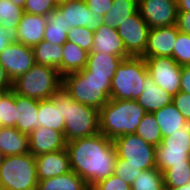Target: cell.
<instances>
[{"mask_svg": "<svg viewBox=\"0 0 190 190\" xmlns=\"http://www.w3.org/2000/svg\"><path fill=\"white\" fill-rule=\"evenodd\" d=\"M38 106L39 100L22 96L16 93V124L15 128L29 135L38 128Z\"/></svg>", "mask_w": 190, "mask_h": 190, "instance_id": "obj_20", "label": "cell"}, {"mask_svg": "<svg viewBox=\"0 0 190 190\" xmlns=\"http://www.w3.org/2000/svg\"><path fill=\"white\" fill-rule=\"evenodd\" d=\"M163 173L157 168L144 170L131 184V190H163Z\"/></svg>", "mask_w": 190, "mask_h": 190, "instance_id": "obj_32", "label": "cell"}, {"mask_svg": "<svg viewBox=\"0 0 190 190\" xmlns=\"http://www.w3.org/2000/svg\"><path fill=\"white\" fill-rule=\"evenodd\" d=\"M129 57H119L112 54L100 52L88 53V59L85 69L91 73V77L112 79L116 73L117 67L123 59Z\"/></svg>", "mask_w": 190, "mask_h": 190, "instance_id": "obj_22", "label": "cell"}, {"mask_svg": "<svg viewBox=\"0 0 190 190\" xmlns=\"http://www.w3.org/2000/svg\"><path fill=\"white\" fill-rule=\"evenodd\" d=\"M116 30L131 57H141L144 54L150 27L141 17L139 10L117 26Z\"/></svg>", "mask_w": 190, "mask_h": 190, "instance_id": "obj_10", "label": "cell"}, {"mask_svg": "<svg viewBox=\"0 0 190 190\" xmlns=\"http://www.w3.org/2000/svg\"><path fill=\"white\" fill-rule=\"evenodd\" d=\"M142 172L138 167L126 164V160L116 158L113 174L131 185L135 178Z\"/></svg>", "mask_w": 190, "mask_h": 190, "instance_id": "obj_40", "label": "cell"}, {"mask_svg": "<svg viewBox=\"0 0 190 190\" xmlns=\"http://www.w3.org/2000/svg\"><path fill=\"white\" fill-rule=\"evenodd\" d=\"M177 12H190V0H176Z\"/></svg>", "mask_w": 190, "mask_h": 190, "instance_id": "obj_48", "label": "cell"}, {"mask_svg": "<svg viewBox=\"0 0 190 190\" xmlns=\"http://www.w3.org/2000/svg\"><path fill=\"white\" fill-rule=\"evenodd\" d=\"M67 40L90 53L94 42V31L88 27H71L68 30Z\"/></svg>", "mask_w": 190, "mask_h": 190, "instance_id": "obj_37", "label": "cell"}, {"mask_svg": "<svg viewBox=\"0 0 190 190\" xmlns=\"http://www.w3.org/2000/svg\"><path fill=\"white\" fill-rule=\"evenodd\" d=\"M67 24V30L71 27H88L95 31L104 24L102 15H95L87 7L84 0H75L58 5Z\"/></svg>", "mask_w": 190, "mask_h": 190, "instance_id": "obj_13", "label": "cell"}, {"mask_svg": "<svg viewBox=\"0 0 190 190\" xmlns=\"http://www.w3.org/2000/svg\"><path fill=\"white\" fill-rule=\"evenodd\" d=\"M98 190H131V185L112 174L94 185Z\"/></svg>", "mask_w": 190, "mask_h": 190, "instance_id": "obj_41", "label": "cell"}, {"mask_svg": "<svg viewBox=\"0 0 190 190\" xmlns=\"http://www.w3.org/2000/svg\"><path fill=\"white\" fill-rule=\"evenodd\" d=\"M65 148L64 135L57 130L40 126L29 134V152L34 156L57 152Z\"/></svg>", "mask_w": 190, "mask_h": 190, "instance_id": "obj_16", "label": "cell"}, {"mask_svg": "<svg viewBox=\"0 0 190 190\" xmlns=\"http://www.w3.org/2000/svg\"><path fill=\"white\" fill-rule=\"evenodd\" d=\"M71 170L88 186L113 174L117 158L113 140L102 133L66 142Z\"/></svg>", "mask_w": 190, "mask_h": 190, "instance_id": "obj_1", "label": "cell"}, {"mask_svg": "<svg viewBox=\"0 0 190 190\" xmlns=\"http://www.w3.org/2000/svg\"><path fill=\"white\" fill-rule=\"evenodd\" d=\"M35 63L33 49L20 42L11 43L0 53V65L12 82L27 73Z\"/></svg>", "mask_w": 190, "mask_h": 190, "instance_id": "obj_12", "label": "cell"}, {"mask_svg": "<svg viewBox=\"0 0 190 190\" xmlns=\"http://www.w3.org/2000/svg\"><path fill=\"white\" fill-rule=\"evenodd\" d=\"M138 10L150 29L177 23L176 0H140Z\"/></svg>", "mask_w": 190, "mask_h": 190, "instance_id": "obj_11", "label": "cell"}, {"mask_svg": "<svg viewBox=\"0 0 190 190\" xmlns=\"http://www.w3.org/2000/svg\"><path fill=\"white\" fill-rule=\"evenodd\" d=\"M47 16L23 13L17 27V42L33 48L43 40Z\"/></svg>", "mask_w": 190, "mask_h": 190, "instance_id": "obj_17", "label": "cell"}, {"mask_svg": "<svg viewBox=\"0 0 190 190\" xmlns=\"http://www.w3.org/2000/svg\"><path fill=\"white\" fill-rule=\"evenodd\" d=\"M0 150L4 156L30 153L29 135L20 133L15 127H0Z\"/></svg>", "mask_w": 190, "mask_h": 190, "instance_id": "obj_23", "label": "cell"}, {"mask_svg": "<svg viewBox=\"0 0 190 190\" xmlns=\"http://www.w3.org/2000/svg\"><path fill=\"white\" fill-rule=\"evenodd\" d=\"M10 1L20 8H23L25 5V0H10Z\"/></svg>", "mask_w": 190, "mask_h": 190, "instance_id": "obj_50", "label": "cell"}, {"mask_svg": "<svg viewBox=\"0 0 190 190\" xmlns=\"http://www.w3.org/2000/svg\"><path fill=\"white\" fill-rule=\"evenodd\" d=\"M68 30L65 18L58 7L47 16L43 40L53 45H63L67 42Z\"/></svg>", "mask_w": 190, "mask_h": 190, "instance_id": "obj_26", "label": "cell"}, {"mask_svg": "<svg viewBox=\"0 0 190 190\" xmlns=\"http://www.w3.org/2000/svg\"><path fill=\"white\" fill-rule=\"evenodd\" d=\"M156 150H176L190 152V121L186 120L182 128L173 134L162 137Z\"/></svg>", "mask_w": 190, "mask_h": 190, "instance_id": "obj_30", "label": "cell"}, {"mask_svg": "<svg viewBox=\"0 0 190 190\" xmlns=\"http://www.w3.org/2000/svg\"><path fill=\"white\" fill-rule=\"evenodd\" d=\"M92 14L102 15L108 13L111 9L113 0H84Z\"/></svg>", "mask_w": 190, "mask_h": 190, "instance_id": "obj_43", "label": "cell"}, {"mask_svg": "<svg viewBox=\"0 0 190 190\" xmlns=\"http://www.w3.org/2000/svg\"><path fill=\"white\" fill-rule=\"evenodd\" d=\"M71 1H75V0H57L58 5L67 3V2H71Z\"/></svg>", "mask_w": 190, "mask_h": 190, "instance_id": "obj_51", "label": "cell"}, {"mask_svg": "<svg viewBox=\"0 0 190 190\" xmlns=\"http://www.w3.org/2000/svg\"><path fill=\"white\" fill-rule=\"evenodd\" d=\"M172 58L180 65H190V35L179 31Z\"/></svg>", "mask_w": 190, "mask_h": 190, "instance_id": "obj_38", "label": "cell"}, {"mask_svg": "<svg viewBox=\"0 0 190 190\" xmlns=\"http://www.w3.org/2000/svg\"><path fill=\"white\" fill-rule=\"evenodd\" d=\"M13 87V82L10 77L7 75L5 69L0 65V91H8Z\"/></svg>", "mask_w": 190, "mask_h": 190, "instance_id": "obj_47", "label": "cell"}, {"mask_svg": "<svg viewBox=\"0 0 190 190\" xmlns=\"http://www.w3.org/2000/svg\"><path fill=\"white\" fill-rule=\"evenodd\" d=\"M148 75L171 96L180 91L181 69L172 57H143Z\"/></svg>", "mask_w": 190, "mask_h": 190, "instance_id": "obj_9", "label": "cell"}, {"mask_svg": "<svg viewBox=\"0 0 190 190\" xmlns=\"http://www.w3.org/2000/svg\"><path fill=\"white\" fill-rule=\"evenodd\" d=\"M164 187H181L190 181V164H173L163 172Z\"/></svg>", "mask_w": 190, "mask_h": 190, "instance_id": "obj_34", "label": "cell"}, {"mask_svg": "<svg viewBox=\"0 0 190 190\" xmlns=\"http://www.w3.org/2000/svg\"><path fill=\"white\" fill-rule=\"evenodd\" d=\"M117 158L141 171L156 168V147L144 141L137 134H125L113 140Z\"/></svg>", "mask_w": 190, "mask_h": 190, "instance_id": "obj_8", "label": "cell"}, {"mask_svg": "<svg viewBox=\"0 0 190 190\" xmlns=\"http://www.w3.org/2000/svg\"><path fill=\"white\" fill-rule=\"evenodd\" d=\"M58 7L57 0H25V13L48 16Z\"/></svg>", "mask_w": 190, "mask_h": 190, "instance_id": "obj_39", "label": "cell"}, {"mask_svg": "<svg viewBox=\"0 0 190 190\" xmlns=\"http://www.w3.org/2000/svg\"><path fill=\"white\" fill-rule=\"evenodd\" d=\"M189 153L176 150H156V168L163 173L173 164H190Z\"/></svg>", "mask_w": 190, "mask_h": 190, "instance_id": "obj_35", "label": "cell"}, {"mask_svg": "<svg viewBox=\"0 0 190 190\" xmlns=\"http://www.w3.org/2000/svg\"><path fill=\"white\" fill-rule=\"evenodd\" d=\"M180 91L190 94V65L182 66Z\"/></svg>", "mask_w": 190, "mask_h": 190, "instance_id": "obj_46", "label": "cell"}, {"mask_svg": "<svg viewBox=\"0 0 190 190\" xmlns=\"http://www.w3.org/2000/svg\"><path fill=\"white\" fill-rule=\"evenodd\" d=\"M178 33L176 24L150 29L147 45L141 57H172Z\"/></svg>", "mask_w": 190, "mask_h": 190, "instance_id": "obj_14", "label": "cell"}, {"mask_svg": "<svg viewBox=\"0 0 190 190\" xmlns=\"http://www.w3.org/2000/svg\"><path fill=\"white\" fill-rule=\"evenodd\" d=\"M14 42H17V28H4L0 26V53Z\"/></svg>", "mask_w": 190, "mask_h": 190, "instance_id": "obj_44", "label": "cell"}, {"mask_svg": "<svg viewBox=\"0 0 190 190\" xmlns=\"http://www.w3.org/2000/svg\"><path fill=\"white\" fill-rule=\"evenodd\" d=\"M153 115L161 129L162 137L169 136L178 131L186 121L173 103L153 112Z\"/></svg>", "mask_w": 190, "mask_h": 190, "instance_id": "obj_25", "label": "cell"}, {"mask_svg": "<svg viewBox=\"0 0 190 190\" xmlns=\"http://www.w3.org/2000/svg\"><path fill=\"white\" fill-rule=\"evenodd\" d=\"M111 80L91 77L85 68L62 77V89L73 100L100 110L110 100Z\"/></svg>", "mask_w": 190, "mask_h": 190, "instance_id": "obj_3", "label": "cell"}, {"mask_svg": "<svg viewBox=\"0 0 190 190\" xmlns=\"http://www.w3.org/2000/svg\"><path fill=\"white\" fill-rule=\"evenodd\" d=\"M4 157L5 156H4L3 152L0 150V166L2 165Z\"/></svg>", "mask_w": 190, "mask_h": 190, "instance_id": "obj_52", "label": "cell"}, {"mask_svg": "<svg viewBox=\"0 0 190 190\" xmlns=\"http://www.w3.org/2000/svg\"><path fill=\"white\" fill-rule=\"evenodd\" d=\"M148 75L143 57L123 59L111 80L110 99L137 100Z\"/></svg>", "mask_w": 190, "mask_h": 190, "instance_id": "obj_6", "label": "cell"}, {"mask_svg": "<svg viewBox=\"0 0 190 190\" xmlns=\"http://www.w3.org/2000/svg\"><path fill=\"white\" fill-rule=\"evenodd\" d=\"M138 10V2L135 0H113L111 9L105 14L104 24L117 28L122 22Z\"/></svg>", "mask_w": 190, "mask_h": 190, "instance_id": "obj_29", "label": "cell"}, {"mask_svg": "<svg viewBox=\"0 0 190 190\" xmlns=\"http://www.w3.org/2000/svg\"><path fill=\"white\" fill-rule=\"evenodd\" d=\"M163 190H190V181L181 187H164Z\"/></svg>", "mask_w": 190, "mask_h": 190, "instance_id": "obj_49", "label": "cell"}, {"mask_svg": "<svg viewBox=\"0 0 190 190\" xmlns=\"http://www.w3.org/2000/svg\"><path fill=\"white\" fill-rule=\"evenodd\" d=\"M36 64L54 67L59 72V66L62 64V45H53L48 41H40L33 48Z\"/></svg>", "mask_w": 190, "mask_h": 190, "instance_id": "obj_28", "label": "cell"}, {"mask_svg": "<svg viewBox=\"0 0 190 190\" xmlns=\"http://www.w3.org/2000/svg\"><path fill=\"white\" fill-rule=\"evenodd\" d=\"M135 134L155 147L162 142L161 129L158 126L153 113H146L143 116Z\"/></svg>", "mask_w": 190, "mask_h": 190, "instance_id": "obj_31", "label": "cell"}, {"mask_svg": "<svg viewBox=\"0 0 190 190\" xmlns=\"http://www.w3.org/2000/svg\"><path fill=\"white\" fill-rule=\"evenodd\" d=\"M38 127L57 130L64 135L65 118L61 112V89L49 99L39 101Z\"/></svg>", "mask_w": 190, "mask_h": 190, "instance_id": "obj_18", "label": "cell"}, {"mask_svg": "<svg viewBox=\"0 0 190 190\" xmlns=\"http://www.w3.org/2000/svg\"><path fill=\"white\" fill-rule=\"evenodd\" d=\"M172 103L184 118L190 121V94L179 91L175 96H173Z\"/></svg>", "mask_w": 190, "mask_h": 190, "instance_id": "obj_42", "label": "cell"}, {"mask_svg": "<svg viewBox=\"0 0 190 190\" xmlns=\"http://www.w3.org/2000/svg\"><path fill=\"white\" fill-rule=\"evenodd\" d=\"M86 190H98L95 186H87Z\"/></svg>", "mask_w": 190, "mask_h": 190, "instance_id": "obj_53", "label": "cell"}, {"mask_svg": "<svg viewBox=\"0 0 190 190\" xmlns=\"http://www.w3.org/2000/svg\"><path fill=\"white\" fill-rule=\"evenodd\" d=\"M16 93L11 89L0 94V127H15Z\"/></svg>", "mask_w": 190, "mask_h": 190, "instance_id": "obj_33", "label": "cell"}, {"mask_svg": "<svg viewBox=\"0 0 190 190\" xmlns=\"http://www.w3.org/2000/svg\"><path fill=\"white\" fill-rule=\"evenodd\" d=\"M24 10L10 0H0V26L4 28H17Z\"/></svg>", "mask_w": 190, "mask_h": 190, "instance_id": "obj_36", "label": "cell"}, {"mask_svg": "<svg viewBox=\"0 0 190 190\" xmlns=\"http://www.w3.org/2000/svg\"><path fill=\"white\" fill-rule=\"evenodd\" d=\"M91 52L112 54L119 57H131L125 50L122 38L117 30L102 24L94 31V42Z\"/></svg>", "mask_w": 190, "mask_h": 190, "instance_id": "obj_19", "label": "cell"}, {"mask_svg": "<svg viewBox=\"0 0 190 190\" xmlns=\"http://www.w3.org/2000/svg\"><path fill=\"white\" fill-rule=\"evenodd\" d=\"M146 113L136 100L110 99L99 110L100 133L111 140L133 134Z\"/></svg>", "mask_w": 190, "mask_h": 190, "instance_id": "obj_2", "label": "cell"}, {"mask_svg": "<svg viewBox=\"0 0 190 190\" xmlns=\"http://www.w3.org/2000/svg\"><path fill=\"white\" fill-rule=\"evenodd\" d=\"M62 64L59 66V74L64 75L81 71L86 67L88 52L80 48L78 45L67 41L62 45Z\"/></svg>", "mask_w": 190, "mask_h": 190, "instance_id": "obj_24", "label": "cell"}, {"mask_svg": "<svg viewBox=\"0 0 190 190\" xmlns=\"http://www.w3.org/2000/svg\"><path fill=\"white\" fill-rule=\"evenodd\" d=\"M86 182L74 171L67 174L40 180L37 190H86Z\"/></svg>", "mask_w": 190, "mask_h": 190, "instance_id": "obj_27", "label": "cell"}, {"mask_svg": "<svg viewBox=\"0 0 190 190\" xmlns=\"http://www.w3.org/2000/svg\"><path fill=\"white\" fill-rule=\"evenodd\" d=\"M38 180H45L69 173L71 170L67 148L35 156Z\"/></svg>", "mask_w": 190, "mask_h": 190, "instance_id": "obj_15", "label": "cell"}, {"mask_svg": "<svg viewBox=\"0 0 190 190\" xmlns=\"http://www.w3.org/2000/svg\"><path fill=\"white\" fill-rule=\"evenodd\" d=\"M36 159L31 153L5 156L0 166V188L37 190Z\"/></svg>", "mask_w": 190, "mask_h": 190, "instance_id": "obj_7", "label": "cell"}, {"mask_svg": "<svg viewBox=\"0 0 190 190\" xmlns=\"http://www.w3.org/2000/svg\"><path fill=\"white\" fill-rule=\"evenodd\" d=\"M61 112L65 118L66 142L94 136L100 132L99 110L73 100L62 88Z\"/></svg>", "mask_w": 190, "mask_h": 190, "instance_id": "obj_4", "label": "cell"}, {"mask_svg": "<svg viewBox=\"0 0 190 190\" xmlns=\"http://www.w3.org/2000/svg\"><path fill=\"white\" fill-rule=\"evenodd\" d=\"M144 85L145 88L136 101L147 113H153L172 103L173 96L156 85L151 76H146Z\"/></svg>", "mask_w": 190, "mask_h": 190, "instance_id": "obj_21", "label": "cell"}, {"mask_svg": "<svg viewBox=\"0 0 190 190\" xmlns=\"http://www.w3.org/2000/svg\"><path fill=\"white\" fill-rule=\"evenodd\" d=\"M62 88V76L54 67L34 64L33 67L13 81L12 90L36 100L49 99Z\"/></svg>", "mask_w": 190, "mask_h": 190, "instance_id": "obj_5", "label": "cell"}, {"mask_svg": "<svg viewBox=\"0 0 190 190\" xmlns=\"http://www.w3.org/2000/svg\"><path fill=\"white\" fill-rule=\"evenodd\" d=\"M177 28L190 35V12H177Z\"/></svg>", "mask_w": 190, "mask_h": 190, "instance_id": "obj_45", "label": "cell"}]
</instances>
